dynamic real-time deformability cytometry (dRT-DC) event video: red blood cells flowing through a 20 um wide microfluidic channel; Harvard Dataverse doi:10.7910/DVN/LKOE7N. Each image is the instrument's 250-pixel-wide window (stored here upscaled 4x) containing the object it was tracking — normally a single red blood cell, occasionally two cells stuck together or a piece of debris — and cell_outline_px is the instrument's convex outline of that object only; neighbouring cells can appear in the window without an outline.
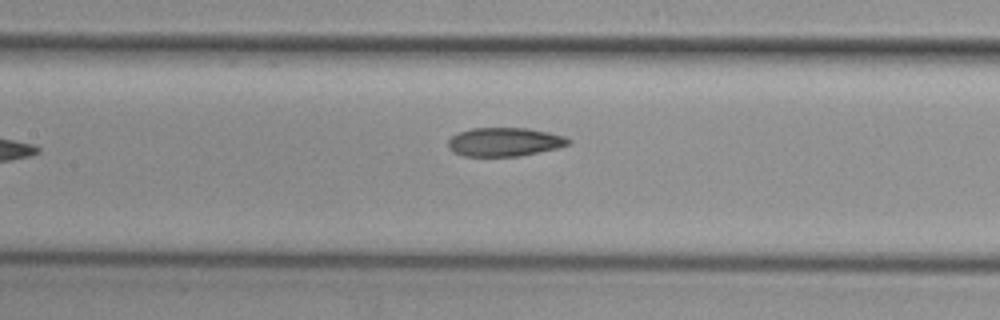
{"species": "common noctule bat (a hibernating species)", "species_latin": "Nyctalus noctula", "temperature_condition": "cold", "stored_images_in_passage": 9, "camera_frame_rate_fps": 3000, "um_per_image_px": 0.085, "animal": {"sex": "female", "body_mass_g": 29.2, "forearm_length_mm": 56.3}, "frame": {"image": 1, "passage_image": 8, "time_ms": 2.333, "image_size_px": [1000, 320], "cell_outline_px": [[572, 140], [568, 144], [556, 148], [520, 156], [464, 156], [452, 152], [448, 148], [448, 140], [452, 136], [460, 132], [472, 128], [528, 128], [548, 132], [564, 136]], "centroid_in_image_um": [42.86, 12.06], "position_along_channel_um": 164.5, "area_um2": 20.06}}
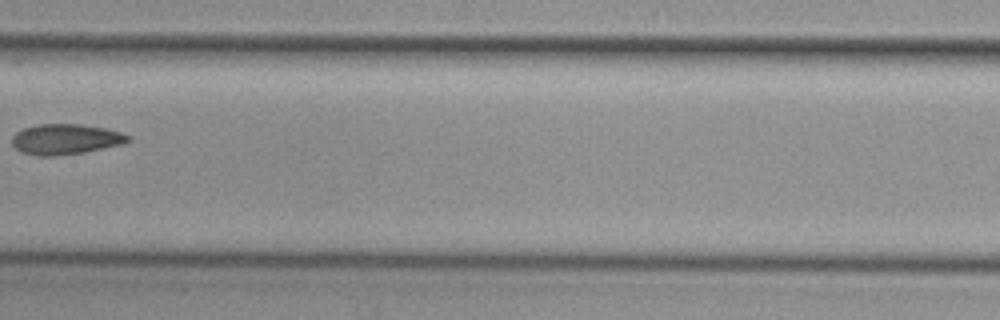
{"frame": {"image": 2, "passage_image": 9, "time_ms": 2.667, "image_size_px": [1000, 320], "cell_outline_px": [[132, 140], [124, 144], [84, 152], [56, 156], [36, 156], [20, 152], [12, 144], [12, 136], [16, 132], [24, 128], [36, 124], [80, 124], [104, 128], [120, 132], [128, 136]], "centroid_in_image_um": [5.55, 11.84], "position_along_channel_um": 201.9, "area_um2": 20.69}}